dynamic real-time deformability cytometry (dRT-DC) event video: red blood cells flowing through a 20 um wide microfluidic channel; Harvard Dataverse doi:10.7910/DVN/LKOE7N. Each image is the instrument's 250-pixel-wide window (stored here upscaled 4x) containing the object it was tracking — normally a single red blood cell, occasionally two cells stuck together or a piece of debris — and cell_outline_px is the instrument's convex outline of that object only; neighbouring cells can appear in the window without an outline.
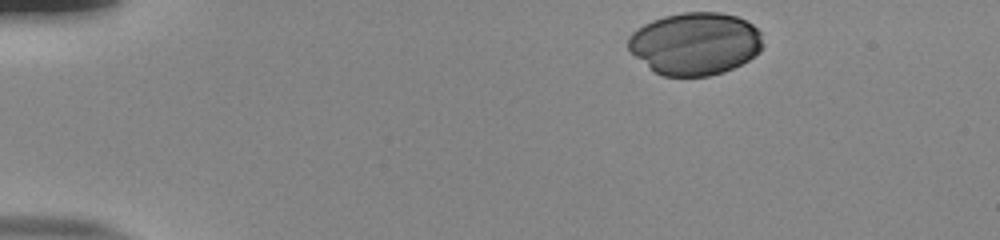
{"species": "human", "species_latin": "Homo sapiens", "temperature_condition": "room temperature", "stored_images_in_passage": 38, "camera_frame_rate_fps": 3000, "um_per_image_px": 0.085, "donor": {"sex": "male"}, "frame": {"image": 1, "passage_image": 1, "time_ms": 0.0, "image_size_px": [1000, 240], "cell_outline_px": [[764, 44], [760, 52], [748, 60], [724, 72], [708, 76], [664, 76], [656, 72], [636, 56], [628, 48], [628, 36], [636, 28], [652, 20], [664, 16], [684, 12], [720, 12], [736, 16], [752, 24], [760, 32]], "centroid_in_image_um": [59.1, 3.69], "position_along_channel_um": 25.9, "area_um2": 48.96}}
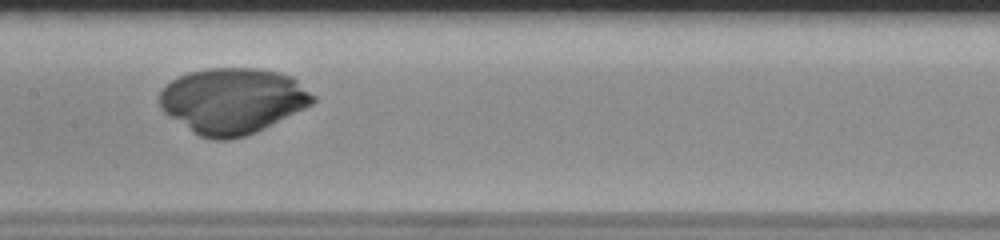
{"frame": {"image": 2, "passage_image": 21, "time_ms": 6.667, "image_size_px": [1000, 240], "cell_outline_px": [[316, 100], [312, 104], [256, 132], [244, 136], [228, 140], [212, 140], [200, 136], [164, 112], [160, 108], [160, 92], [172, 80], [188, 72], [208, 68], [260, 68], [280, 72], [292, 76], [316, 96]], "centroid_in_image_um": [19.8, 8.55], "position_along_channel_um": 187.6, "area_um2": 58.49}}
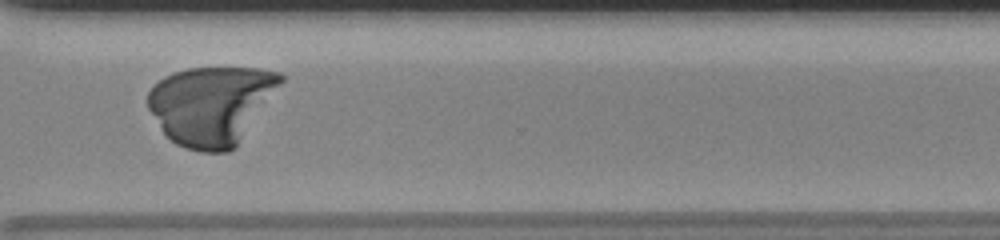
{"frame": {"image": 3, "passage_image": 34, "time_ms": 11.0, "image_size_px": [1000, 240], "cell_outline_px": [[284, 80], [236, 148], [228, 152], [200, 152], [184, 148], [176, 144], [160, 128], [148, 108], [148, 92], [164, 76], [172, 72], [188, 68], [260, 68], [280, 72], [284, 76]], "centroid_in_image_um": [17.98, 8.94], "position_along_channel_um": 352.6, "area_um2": 60.98}}